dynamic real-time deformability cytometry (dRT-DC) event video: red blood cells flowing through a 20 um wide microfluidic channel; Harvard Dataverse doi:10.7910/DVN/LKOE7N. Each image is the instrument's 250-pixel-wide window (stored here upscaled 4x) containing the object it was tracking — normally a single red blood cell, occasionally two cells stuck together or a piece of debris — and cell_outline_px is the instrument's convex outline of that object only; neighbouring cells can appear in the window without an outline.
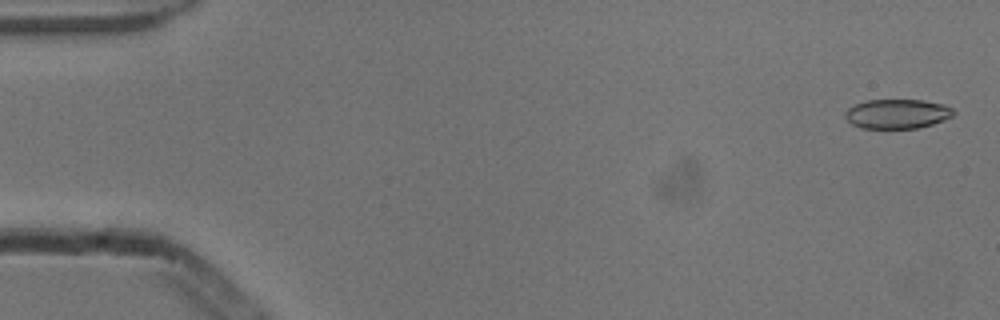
{"species": "common noctule bat (a hibernating species)", "species_latin": "Nyctalus noctula", "temperature_condition": "cold", "stored_images_in_passage": 8, "camera_frame_rate_fps": 3000, "um_per_image_px": 0.085, "animal": {"sex": "male", "body_mass_g": 13.3}, "frame": {"image": 1, "passage_image": 1, "time_ms": 0.0, "image_size_px": [1000, 320], "cell_outline_px": [[956, 112], [952, 116], [944, 120], [932, 124], [916, 128], [864, 128], [852, 124], [844, 116], [844, 112], [848, 108], [856, 104], [868, 100], [924, 100], [944, 104], [952, 108]], "centroid_in_image_um": [76.28, 9.67], "position_along_channel_um": 8.7, "area_um2": 18.55}}
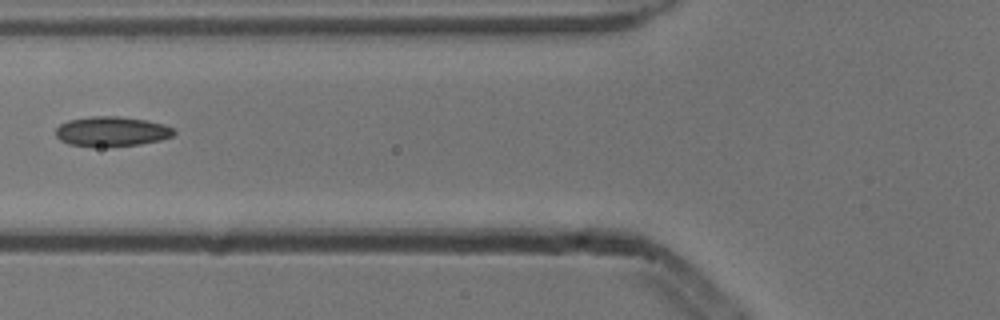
{"frame": {"image": 2, "passage_image": 6, "time_ms": 1.667, "image_size_px": [1000, 320], "cell_outline_px": [[176, 132], [172, 136], [160, 140], [140, 144], [68, 144], [60, 140], [56, 136], [56, 128], [60, 124], [68, 120], [92, 116], [120, 116], [148, 120], [164, 124], [172, 128]], "centroid_in_image_um": [9.52, 11.12], "position_along_channel_um": 116.3, "area_um2": 19.83}}
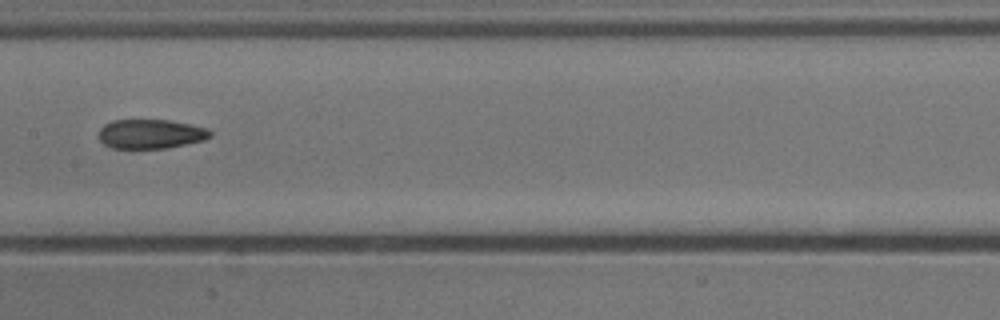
{"frame": {"image": 3, "passage_image": 8, "time_ms": 2.333, "image_size_px": [1000, 320], "cell_outline_px": [[212, 136], [204, 140], [168, 148], [112, 148], [104, 144], [100, 140], [100, 128], [104, 124], [112, 120], [168, 120], [192, 124], [208, 128], [212, 132]], "centroid_in_image_um": [12.84, 11.38], "position_along_channel_um": 194.6, "area_um2": 19.13}}